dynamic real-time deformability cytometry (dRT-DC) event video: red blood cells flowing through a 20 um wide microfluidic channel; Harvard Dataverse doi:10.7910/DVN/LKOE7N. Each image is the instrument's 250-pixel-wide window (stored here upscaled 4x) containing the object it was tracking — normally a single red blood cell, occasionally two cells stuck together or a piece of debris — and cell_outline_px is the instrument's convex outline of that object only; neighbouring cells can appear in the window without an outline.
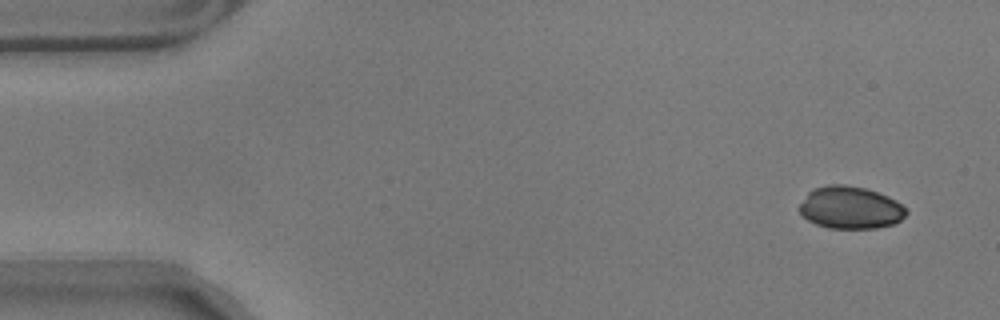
{"species": "common noctule bat (a hibernating species)", "species_latin": "Nyctalus noctula", "temperature_condition": "warm", "stored_images_in_passage": 13, "camera_frame_rate_fps": 3000, "um_per_image_px": 0.085, "animal": {"sex": "male", "body_mass_g": 17.9}, "frame": {"image": 1, "passage_image": 1, "time_ms": 0.0, "image_size_px": [1000, 320], "cell_outline_px": [[908, 212], [900, 220], [892, 224], [876, 228], [828, 228], [816, 224], [800, 216], [800, 204], [808, 192], [816, 188], [828, 184], [844, 184], [864, 188], [888, 196], [896, 200]], "centroid_in_image_um": [72.25, 17.65], "position_along_channel_um": 12.7, "area_um2": 26.24}}